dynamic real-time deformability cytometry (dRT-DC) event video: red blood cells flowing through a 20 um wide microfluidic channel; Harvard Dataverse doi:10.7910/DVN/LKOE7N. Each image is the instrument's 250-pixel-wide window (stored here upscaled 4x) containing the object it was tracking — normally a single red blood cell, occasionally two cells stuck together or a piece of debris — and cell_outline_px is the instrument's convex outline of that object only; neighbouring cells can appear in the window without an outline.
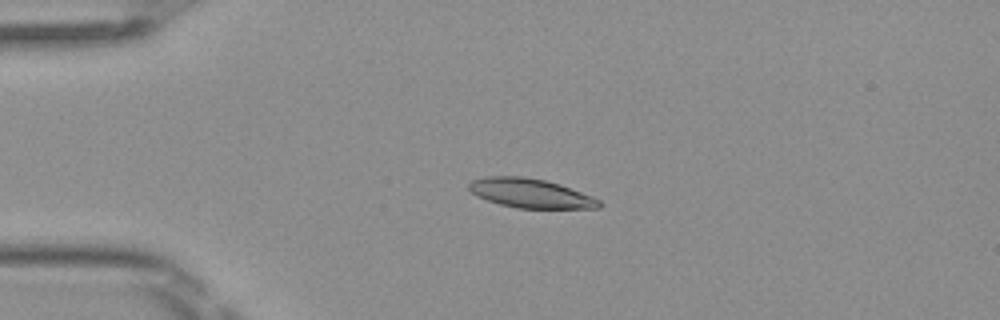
{"species": "Egyptian fruit bat (a non-hibernating species)", "species_latin": "Rousettus aegyptiacus", "temperature_condition": "room temperature", "stored_images_in_passage": 4, "camera_frame_rate_fps": 3000, "um_per_image_px": 0.085, "frame": {"image": 1, "passage_image": 4, "time_ms": 1.0, "image_size_px": [1000, 320], "cell_outline_px": [[604, 204], [600, 208], [516, 208], [500, 204], [476, 196], [468, 188], [468, 184], [472, 180], [488, 176], [524, 176], [544, 180], [560, 184], [592, 196], [600, 200]], "centroid_in_image_um": [45.11, 16.43], "position_along_channel_um": 39.9, "area_um2": 22.2}}